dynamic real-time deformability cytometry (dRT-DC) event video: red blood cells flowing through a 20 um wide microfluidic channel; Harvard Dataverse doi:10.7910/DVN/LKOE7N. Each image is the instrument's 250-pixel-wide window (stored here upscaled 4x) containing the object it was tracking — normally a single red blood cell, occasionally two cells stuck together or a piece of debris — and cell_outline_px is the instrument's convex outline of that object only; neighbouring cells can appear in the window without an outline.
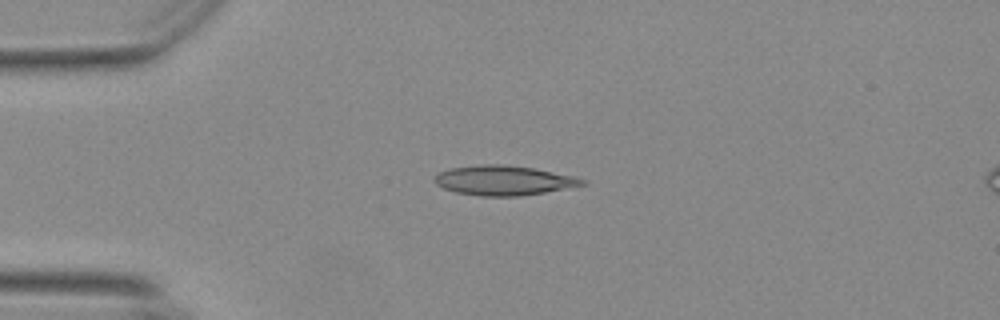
{"species": "Egyptian fruit bat (a non-hibernating species)", "species_latin": "Rousettus aegyptiacus", "temperature_condition": "warm", "stored_images_in_passage": 43, "camera_frame_rate_fps": 3000, "um_per_image_px": 0.085, "animal": {"sex": "female"}, "frame": {"image": 1, "passage_image": 1, "time_ms": 0.0, "image_size_px": [1000, 320], "cell_outline_px": [[588, 184], [544, 192], [520, 196], [480, 196], [456, 192], [444, 188], [436, 184], [432, 180], [440, 172], [448, 168], [484, 164], [500, 164], [532, 168], [576, 176], [588, 180]], "centroid_in_image_um": [42.83, 15.33], "position_along_channel_um": 42.2, "area_um2": 25.55}}
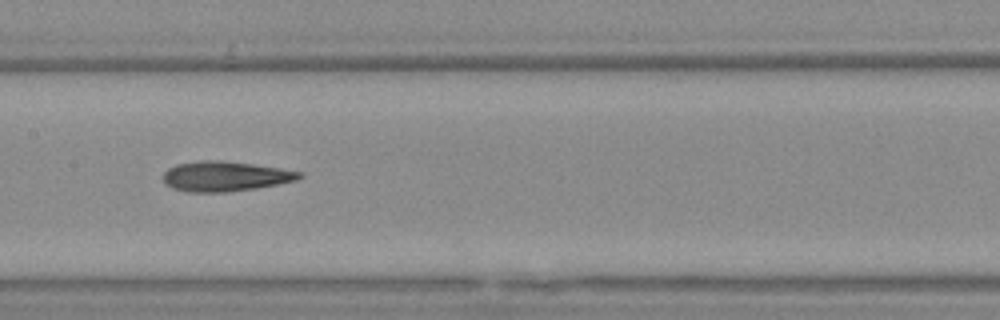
{"frame": {"image": 2, "passage_image": 15, "time_ms": 4.667, "image_size_px": [1000, 320], "cell_outline_px": [[304, 176], [296, 180], [256, 188], [228, 192], [188, 192], [172, 188], [164, 184], [164, 172], [168, 168], [176, 164], [204, 160], [216, 160], [252, 164], [280, 168], [304, 172]], "centroid_in_image_um": [19.13, 14.99], "position_along_channel_um": 188.3, "area_um2": 23.76}}
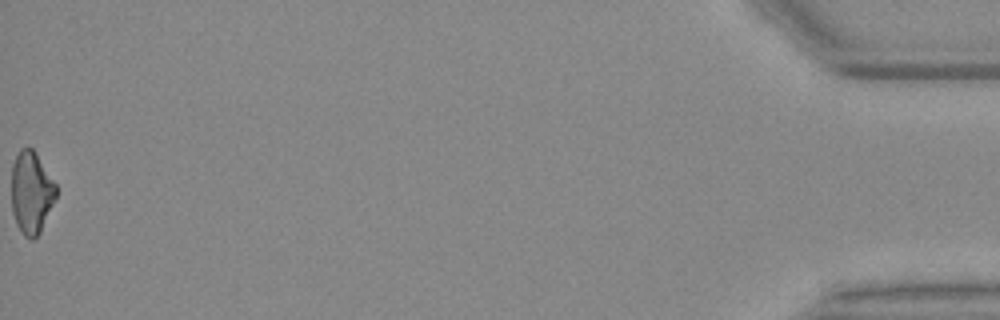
{"frame": {"image": 3, "passage_image": 43, "time_ms": 14.0, "image_size_px": [1000, 320], "cell_outline_px": [[56, 196], [40, 232], [32, 240], [24, 236], [16, 224], [12, 212], [12, 164], [20, 148], [32, 148], [56, 184]], "centroid_in_image_um": [2.64, 16.37], "position_along_channel_um": 432.6, "area_um2": 21.1}, "authors_computed_cell_mechanics": {"area_um2": 23.0044, "velocity_mm_per_s": 3.6988, "shape_relaxation_time_tau1_ms": null, "shape_relaxation_time_tau2_ms": 7.2542, "deformation_change_tau1": null, "deformation_change_tau2": 0.2076}}